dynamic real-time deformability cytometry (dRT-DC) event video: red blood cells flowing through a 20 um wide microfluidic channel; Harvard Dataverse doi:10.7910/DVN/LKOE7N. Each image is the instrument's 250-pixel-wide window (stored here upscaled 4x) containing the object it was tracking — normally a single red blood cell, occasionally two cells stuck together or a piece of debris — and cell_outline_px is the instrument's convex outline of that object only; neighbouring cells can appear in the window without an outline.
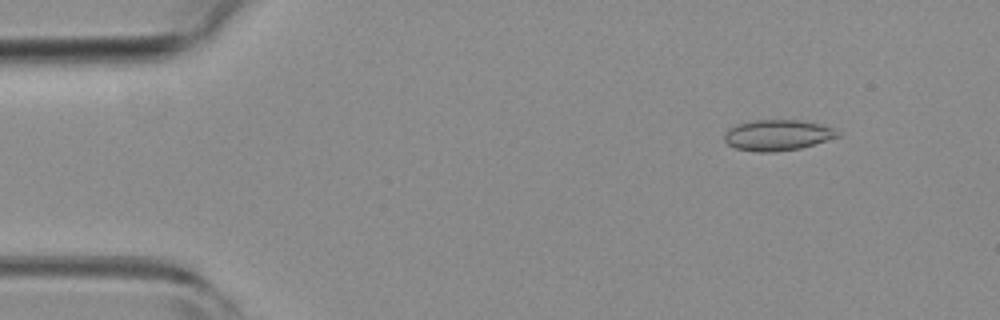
{"species": "common noctule bat (a hibernating species)", "species_latin": "Nyctalus noctula", "temperature_condition": "room temperature", "stored_images_in_passage": 52, "camera_frame_rate_fps": 3000, "um_per_image_px": 0.085, "animal": {"sex": "female", "body_mass_g": 19.3, "forearm_length_mm": 54.1}, "frame": {"image": 1, "passage_image": 6, "time_ms": 1.667, "image_size_px": [1000, 320], "cell_outline_px": [[840, 136], [800, 148], [772, 152], [756, 152], [736, 148], [728, 144], [724, 140], [724, 132], [728, 128], [736, 124], [756, 120], [804, 120], [820, 124], [832, 128]], "centroid_in_image_um": [66.04, 11.48], "position_along_channel_um": 19.0, "area_um2": 20.23}}
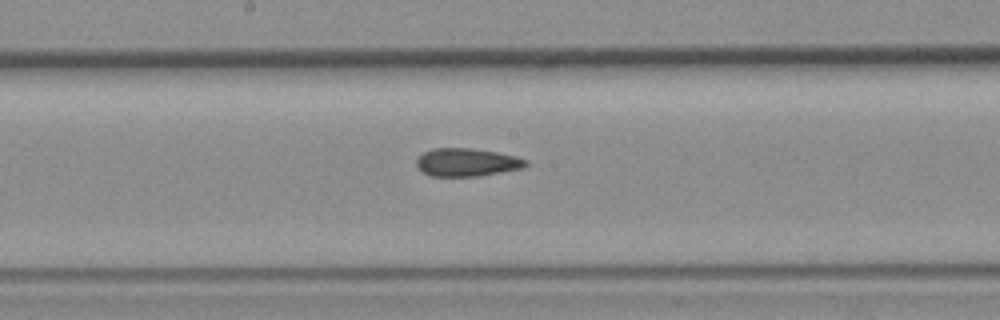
{"frame": {"image": 2, "passage_image": 27, "time_ms": 8.667, "image_size_px": [1000, 320], "cell_outline_px": [[528, 164], [524, 168], [480, 176], [432, 176], [424, 172], [416, 164], [416, 160], [424, 152], [432, 148], [468, 148], [496, 152], [516, 156], [528, 160]], "centroid_in_image_um": [39.72, 13.8], "position_along_channel_um": 208.5, "area_um2": 17.8}}
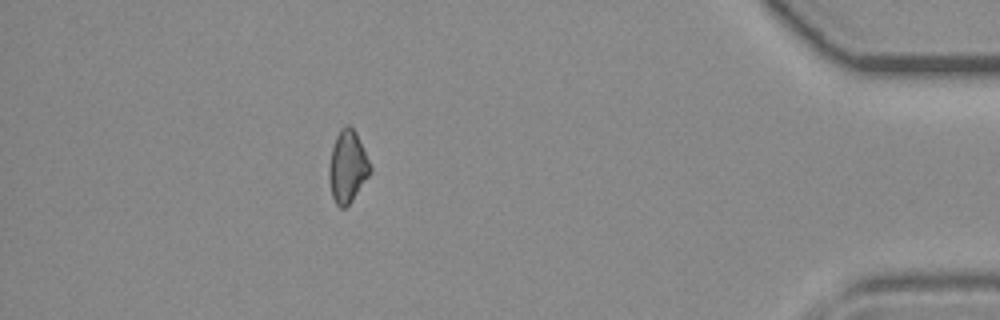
{"frame": {"image": 3, "passage_image": 46, "time_ms": 15.0, "image_size_px": [1000, 320], "cell_outline_px": [[372, 172], [352, 200], [344, 208], [340, 208], [336, 204], [332, 196], [328, 180], [328, 168], [332, 148], [336, 136], [340, 128], [344, 124], [348, 124], [356, 132], [372, 168]], "centroid_in_image_um": [29.53, 14.16], "position_along_channel_um": 405.7, "area_um2": 17.4}, "authors_computed_cell_mechanics": {"area_um2": 18.2648, "velocity_mm_per_s": 3.963, "shape_relaxation_time_tau1_ms": null, "shape_relaxation_time_tau2_ms": 2.6491, "deformation_change_tau1": null, "deformation_change_tau2": 0.0831}}